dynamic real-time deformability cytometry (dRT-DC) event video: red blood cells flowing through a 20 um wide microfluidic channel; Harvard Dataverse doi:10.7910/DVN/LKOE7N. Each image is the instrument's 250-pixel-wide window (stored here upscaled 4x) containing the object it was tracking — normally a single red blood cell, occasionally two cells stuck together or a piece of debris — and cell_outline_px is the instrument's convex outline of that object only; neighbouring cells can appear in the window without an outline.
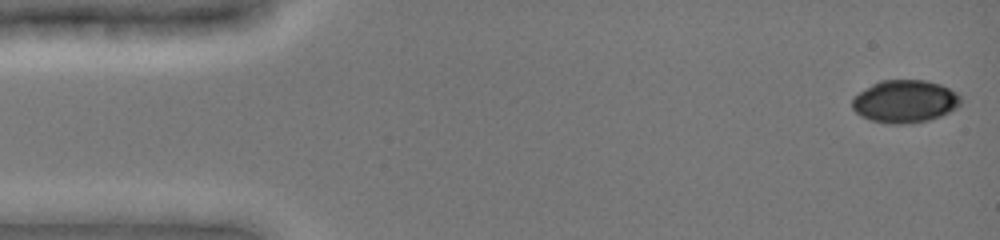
{"species": "common noctule bat (a hibernating species)", "species_latin": "Nyctalus noctula", "temperature_condition": "cold", "stored_images_in_passage": 45, "camera_frame_rate_fps": 3000, "um_per_image_px": 0.085, "animal": {"sex": "female", "body_mass_g": 19.0, "forearm_length_mm": 51.5}, "frame": {"image": 1, "passage_image": 1, "time_ms": 0.0, "image_size_px": [1000, 240], "cell_outline_px": [[960, 104], [956, 108], [940, 116], [928, 120], [908, 124], [888, 124], [868, 120], [860, 116], [852, 108], [852, 100], [860, 92], [872, 84], [880, 80], [924, 80], [940, 84], [956, 92], [960, 96]], "centroid_in_image_um": [76.9, 8.63], "position_along_channel_um": 8.1, "area_um2": 26.99}}
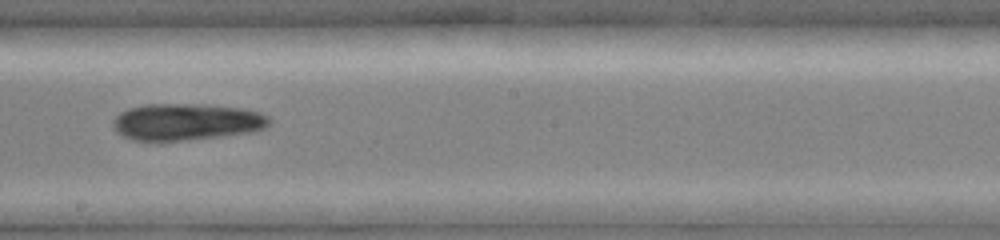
{"frame": {"image": 2, "passage_image": 29, "time_ms": 8.667, "image_size_px": [1000, 240], "cell_outline_px": [[272, 120], [264, 128], [256, 132], [160, 144], [132, 140], [116, 132], [112, 124], [112, 120], [120, 112], [128, 108], [144, 104], [204, 104], [244, 108], [260, 112], [268, 116]], "centroid_in_image_um": [15.82, 10.39], "position_along_channel_um": 232.4, "area_um2": 34.8}}
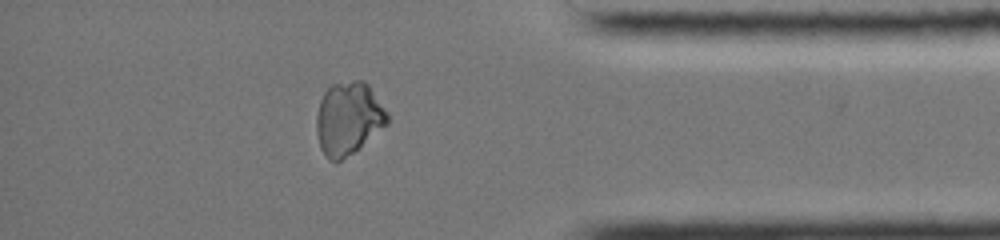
{"frame": {"image": 3, "passage_image": 43, "time_ms": 13.333, "image_size_px": [1000, 240], "cell_outline_px": [[388, 124], [352, 152], [336, 164], [328, 160], [320, 148], [316, 132], [316, 116], [320, 100], [324, 92], [332, 84], [352, 80], [364, 80], [368, 84], [388, 112]], "centroid_in_image_um": [29.59, 10.06], "position_along_channel_um": 405.6, "area_um2": 30.17}}